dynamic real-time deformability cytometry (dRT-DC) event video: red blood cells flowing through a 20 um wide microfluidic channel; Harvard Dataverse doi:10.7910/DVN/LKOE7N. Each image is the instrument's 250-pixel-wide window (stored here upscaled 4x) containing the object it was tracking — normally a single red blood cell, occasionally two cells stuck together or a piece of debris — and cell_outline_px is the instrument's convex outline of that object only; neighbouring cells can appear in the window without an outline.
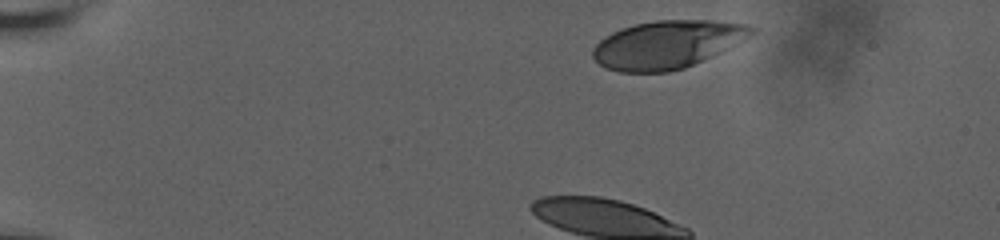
{"species": "human", "species_latin": "Homo sapiens", "temperature_condition": "room temperature", "stored_images_in_passage": 40, "camera_frame_rate_fps": 3000, "um_per_image_px": 0.085, "donor": {"sex": "male"}, "frame": {"image": 1, "passage_image": 1, "time_ms": 0.0, "image_size_px": [1000, 240], "cell_outline_px": [[756, 32], [684, 68], [668, 72], [616, 72], [604, 68], [592, 56], [592, 48], [600, 40], [612, 32], [620, 28], [636, 24], [656, 20], [712, 20], [748, 24], [756, 28]], "centroid_in_image_um": [56.62, 3.77], "position_along_channel_um": 28.4, "area_um2": 43.7}}
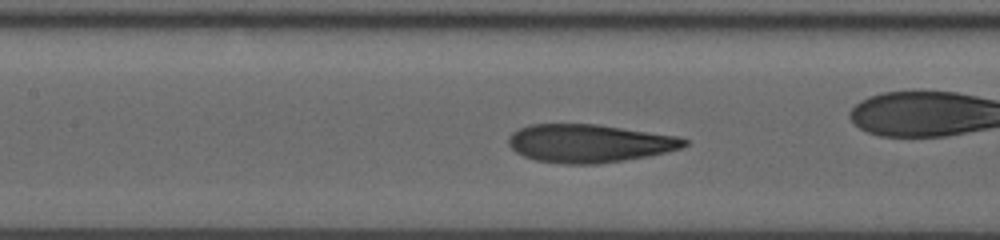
{"frame": {"image": 2, "passage_image": 18, "time_ms": 5.667, "image_size_px": [1000, 240], "cell_outline_px": [[688, 144], [680, 148], [648, 156], [624, 160], [596, 164], [564, 164], [536, 160], [524, 156], [516, 152], [508, 144], [508, 136], [512, 132], [520, 128], [532, 124], [596, 124], [680, 136], [688, 140]], "centroid_in_image_um": [50.08, 12.18], "position_along_channel_um": 157.3, "area_um2": 39.07}, "authors_computed_cell_mechanics": {"area_um2": 39.7086, "velocity_mm_per_s": 3.6448, "shape_relaxation_time_tau1_ms": 6.0748, "shape_relaxation_time_tau2_ms": 1.2817, "deformation_change_tau1": 0.2369, "deformation_change_tau2": 0.0761}}